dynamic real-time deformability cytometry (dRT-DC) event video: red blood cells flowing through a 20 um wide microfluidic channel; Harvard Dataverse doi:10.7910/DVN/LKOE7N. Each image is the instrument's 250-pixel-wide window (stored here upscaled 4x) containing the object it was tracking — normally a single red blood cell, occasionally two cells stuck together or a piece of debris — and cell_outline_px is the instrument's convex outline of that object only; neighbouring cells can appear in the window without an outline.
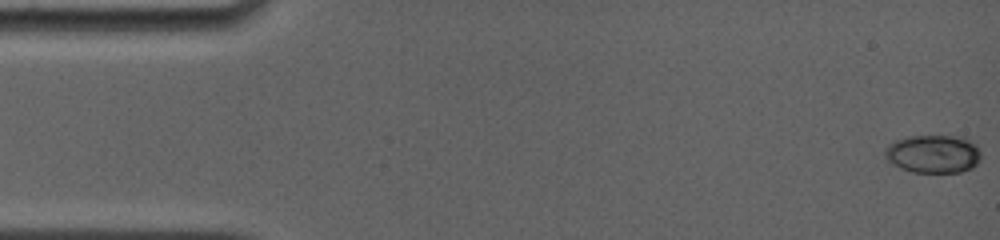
{"species": "common noctule bat (a hibernating species)", "species_latin": "Nyctalus noctula", "temperature_condition": "room temperature", "stored_images_in_passage": 31, "camera_frame_rate_fps": 4000, "um_per_image_px": 0.085, "animal": {"sex": "female", "body_mass_g": 19.0, "forearm_length_mm": 56.7}, "frame": {"image": 1, "passage_image": 1, "time_ms": 0.0, "image_size_px": [1000, 240], "cell_outline_px": [[980, 156], [976, 164], [972, 168], [960, 172], [912, 172], [900, 168], [892, 164], [884, 156], [884, 148], [888, 144], [896, 140], [908, 136], [964, 136], [976, 144], [980, 152]], "centroid_in_image_um": [79.31, 13.07], "position_along_channel_um": 5.7, "area_um2": 21.56}}
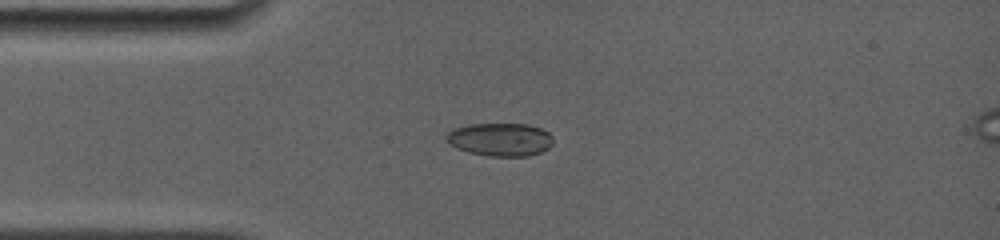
{"frame": {"image": 2, "passage_image": 26, "time_ms": 4.0, "image_size_px": [1000, 240], "cell_outline_px": [[552, 144], [548, 148], [540, 152], [528, 156], [488, 156], [468, 152], [456, 148], [444, 136], [452, 128], [468, 124], [528, 124], [540, 128], [548, 132], [552, 136]], "centroid_in_image_um": [42.5, 11.85], "position_along_channel_um": 42.5, "area_um2": 20.63}}